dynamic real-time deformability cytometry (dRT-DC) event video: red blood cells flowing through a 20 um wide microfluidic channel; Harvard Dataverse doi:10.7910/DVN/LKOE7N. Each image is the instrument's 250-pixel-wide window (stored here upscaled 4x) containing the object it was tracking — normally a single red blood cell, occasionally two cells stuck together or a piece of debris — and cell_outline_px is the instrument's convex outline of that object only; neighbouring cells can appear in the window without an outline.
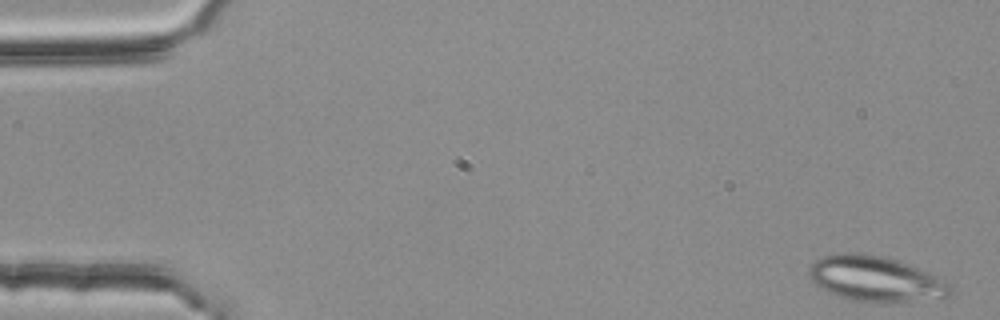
{"species": "common noctule bat (a hibernating species)", "species_latin": "Nyctalus noctula", "temperature_condition": "room temperature", "stored_images_in_passage": 4, "camera_frame_rate_fps": 3000, "um_per_image_px": 0.085, "animal": {"sex": "female", "body_mass_g": 25.1}, "frame": {"image": 1, "passage_image": 1, "time_ms": 0.0, "image_size_px": [1000, 320], "cell_outline_px": [[952, 292], [948, 296], [904, 300], [852, 300], [828, 292], [816, 284], [812, 280], [808, 272], [812, 264], [816, 260], [824, 256], [836, 252], [856, 252], [884, 256], [916, 268], [936, 276], [952, 284]], "centroid_in_image_um": [74.36, 23.65], "position_along_channel_um": 10.6, "area_um2": 36.07}}